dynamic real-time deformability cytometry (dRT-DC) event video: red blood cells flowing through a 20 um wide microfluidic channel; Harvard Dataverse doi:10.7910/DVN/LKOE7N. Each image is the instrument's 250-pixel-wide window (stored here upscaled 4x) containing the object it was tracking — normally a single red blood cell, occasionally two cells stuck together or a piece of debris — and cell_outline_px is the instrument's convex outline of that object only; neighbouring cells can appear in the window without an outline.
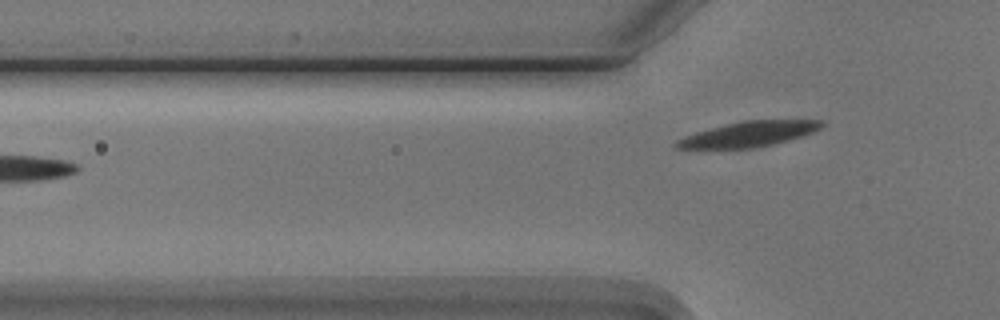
{"species": "Egyptian fruit bat (a non-hibernating species)", "species_latin": "Rousettus aegyptiacus", "temperature_condition": "cold", "stored_images_in_passage": 4, "camera_frame_rate_fps": 3000, "um_per_image_px": 0.085, "animal": {"sex": "male"}, "frame": {"image": 1, "passage_image": 4, "time_ms": 4.333, "image_size_px": [1000, 320], "cell_outline_px": [[824, 124], [820, 128], [812, 132], [800, 136], [772, 144], [752, 148], [676, 148], [672, 144], [676, 140], [684, 136], [696, 132], [744, 120], [824, 120]], "centroid_in_image_um": [63.62, 11.39], "position_along_channel_um": 62.2, "area_um2": 20.92}}